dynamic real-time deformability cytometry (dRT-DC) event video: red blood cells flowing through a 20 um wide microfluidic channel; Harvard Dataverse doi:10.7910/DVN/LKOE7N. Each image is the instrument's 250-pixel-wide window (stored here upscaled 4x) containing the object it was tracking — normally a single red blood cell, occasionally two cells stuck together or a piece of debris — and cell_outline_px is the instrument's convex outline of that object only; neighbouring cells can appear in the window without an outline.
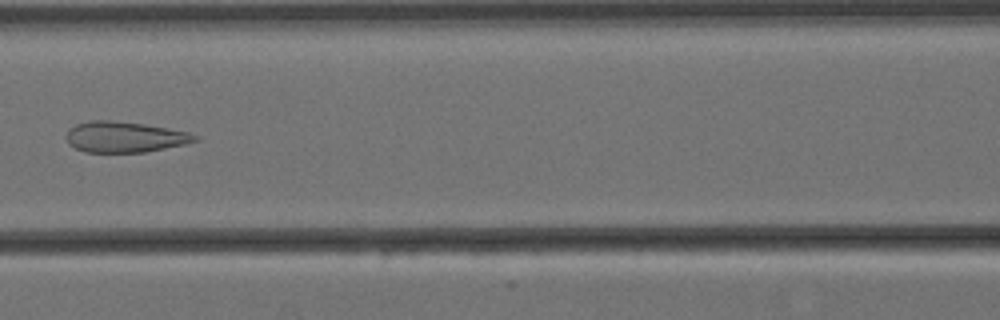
{"species": "Egyptian fruit bat (a non-hibernating species)", "species_latin": "Rousettus aegyptiacus", "temperature_condition": "cold", "stored_images_in_passage": 9, "camera_frame_rate_fps": 3000, "um_per_image_px": 0.085, "animal": {"sex": "female"}, "frame": {"image": 1, "passage_image": 7, "time_ms": 2.0, "image_size_px": [1000, 320], "cell_outline_px": [[200, 140], [188, 144], [144, 152], [88, 152], [76, 148], [68, 144], [64, 136], [68, 128], [76, 124], [92, 120], [112, 120], [144, 124], [168, 128], [188, 132], [200, 136]], "centroid_in_image_um": [10.61, 11.64], "position_along_channel_um": 156.0, "area_um2": 23.35}}
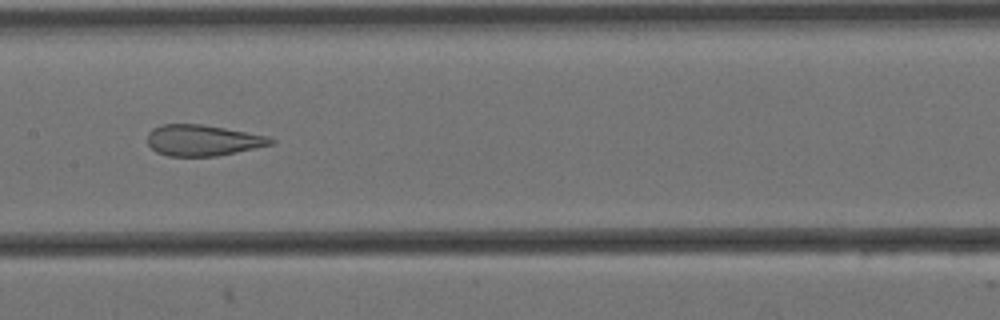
{"frame": {"image": 2, "passage_image": 8, "time_ms": 2.333, "image_size_px": [1000, 320], "cell_outline_px": [[276, 140], [272, 144], [236, 152], [216, 156], [168, 156], [156, 152], [148, 144], [148, 132], [152, 128], [160, 124], [200, 124], [224, 128], [268, 136]], "centroid_in_image_um": [17.2, 11.92], "position_along_channel_um": 190.2, "area_um2": 22.2}}
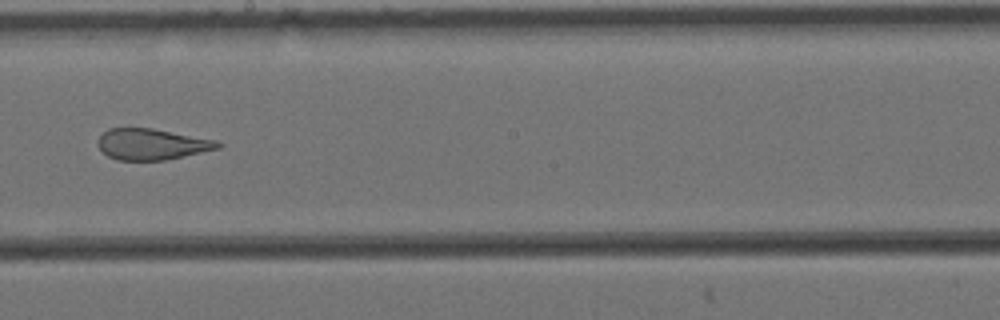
{"frame": {"image": 3, "passage_image": 9, "time_ms": 2.667, "image_size_px": [1000, 320], "cell_outline_px": [[224, 144], [220, 148], [164, 160], [116, 160], [108, 156], [100, 148], [96, 140], [108, 128], [152, 128], [216, 140]], "centroid_in_image_um": [12.9, 12.25], "position_along_channel_um": 235.3, "area_um2": 21.62}}